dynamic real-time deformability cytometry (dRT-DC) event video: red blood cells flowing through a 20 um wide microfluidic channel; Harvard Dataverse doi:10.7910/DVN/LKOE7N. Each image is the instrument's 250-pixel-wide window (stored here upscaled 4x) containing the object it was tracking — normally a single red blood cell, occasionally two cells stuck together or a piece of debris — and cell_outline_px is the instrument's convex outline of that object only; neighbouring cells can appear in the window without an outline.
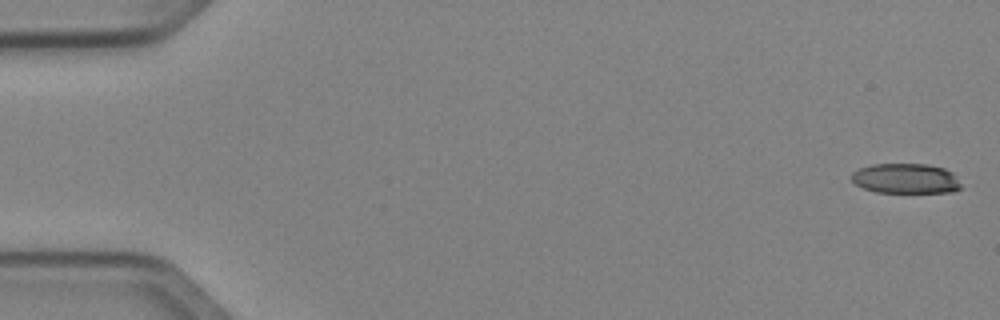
{"species": "Egyptian fruit bat (a non-hibernating species)", "species_latin": "Rousettus aegyptiacus", "temperature_condition": "cold", "stored_images_in_passage": 50, "camera_frame_rate_fps": 3000, "um_per_image_px": 0.085, "animal": {"sex": "female"}, "frame": {"image": 1, "passage_image": 1, "time_ms": 0.0, "image_size_px": [1000, 320], "cell_outline_px": [[960, 188], [952, 192], [876, 192], [864, 188], [856, 184], [852, 180], [852, 172], [860, 168], [872, 164], [928, 164], [944, 168], [952, 172], [960, 184]], "centroid_in_image_um": [76.98, 15.17], "position_along_channel_um": 8.0, "area_um2": 19.02}}
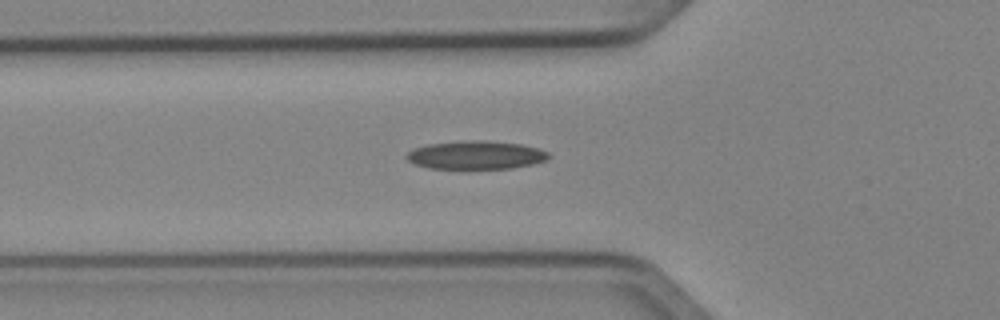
{"frame": {"image": 2, "passage_image": 18, "time_ms": 5.667, "image_size_px": [1000, 320], "cell_outline_px": [[548, 156], [544, 160], [532, 164], [512, 168], [428, 168], [416, 164], [408, 160], [404, 156], [412, 148], [428, 144], [464, 140], [480, 140], [520, 144], [536, 148], [548, 152]], "centroid_in_image_um": [40.38, 13.17], "position_along_channel_um": 85.4, "area_um2": 23.18}}
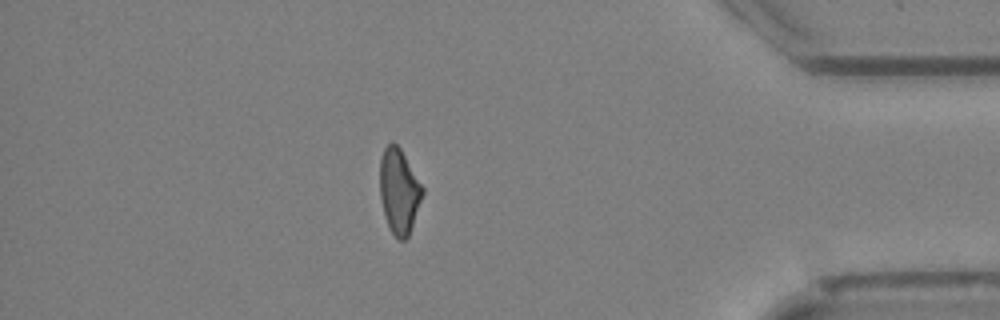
{"frame": {"image": 3, "passage_image": 44, "time_ms": 14.333, "image_size_px": [1000, 320], "cell_outline_px": [[424, 192], [408, 236], [404, 240], [400, 240], [388, 228], [384, 216], [380, 196], [380, 160], [384, 148], [392, 140], [400, 148], [424, 188]], "centroid_in_image_um": [33.91, 16.23], "position_along_channel_um": 401.3, "area_um2": 20.98}, "authors_computed_cell_mechanics": {"area_um2": 21.6461, "velocity_mm_per_s": 4.0698, "shape_relaxation_time_tau1_ms": null, "shape_relaxation_time_tau2_ms": 6.3908, "deformation_change_tau1": null, "deformation_change_tau2": 0.1599}}